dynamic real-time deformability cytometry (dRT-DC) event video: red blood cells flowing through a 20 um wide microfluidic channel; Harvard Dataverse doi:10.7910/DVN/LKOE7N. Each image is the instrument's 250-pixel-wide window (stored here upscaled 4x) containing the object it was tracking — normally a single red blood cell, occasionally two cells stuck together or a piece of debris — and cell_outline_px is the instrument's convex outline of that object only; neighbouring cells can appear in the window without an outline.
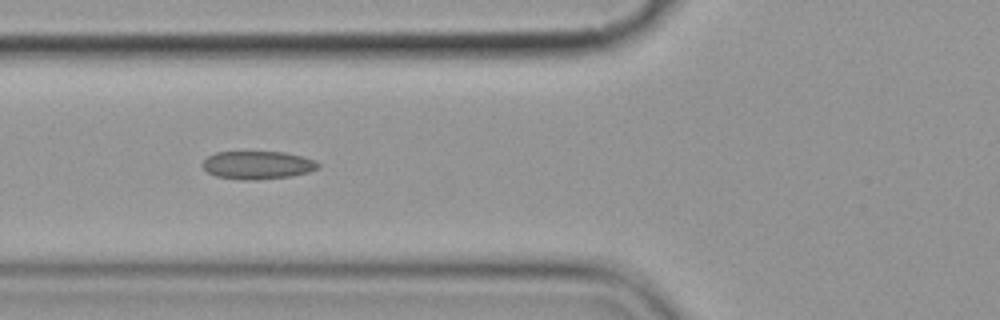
{"species": "common noctule bat (a hibernating species)", "species_latin": "Nyctalus noctula", "temperature_condition": "cold", "stored_images_in_passage": 7, "camera_frame_rate_fps": 3000, "um_per_image_px": 0.085, "animal": {"sex": "female", "body_mass_g": 19.9}, "frame": {"image": 1, "passage_image": 2, "time_ms": 1.0, "image_size_px": [1000, 320], "cell_outline_px": [[320, 168], [308, 172], [292, 176], [256, 180], [240, 180], [216, 176], [208, 172], [200, 164], [208, 156], [216, 152], [284, 152], [300, 156], [312, 160], [320, 164]], "centroid_in_image_um": [21.87, 14.04], "position_along_channel_um": 103.9, "area_um2": 18.9}}
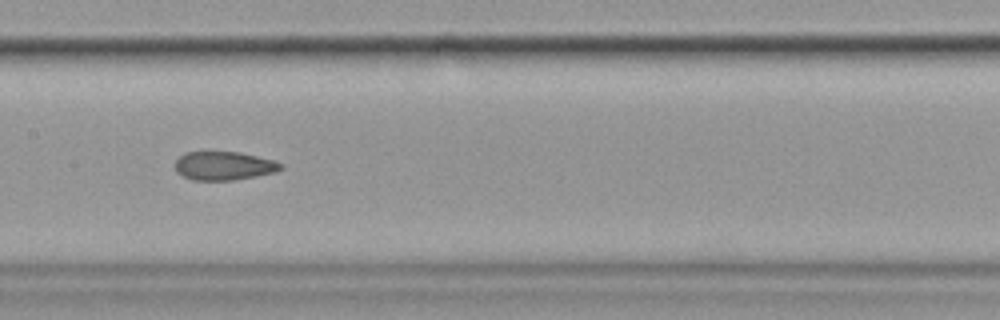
{"frame": {"image": 2, "passage_image": 4, "time_ms": 3.333, "image_size_px": [1000, 320], "cell_outline_px": [[284, 168], [276, 172], [256, 176], [232, 180], [192, 180], [176, 172], [176, 160], [184, 152], [240, 152], [276, 160], [284, 164]], "centroid_in_image_um": [19.08, 14.09], "position_along_channel_um": 188.3, "area_um2": 17.74}}
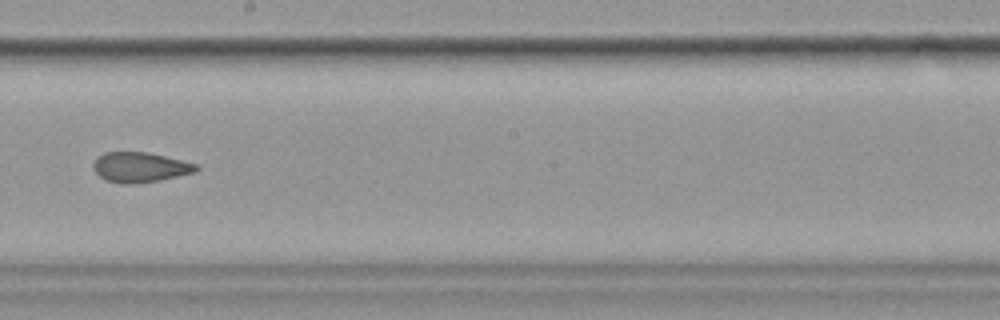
{"frame": {"image": 3, "passage_image": 5, "time_ms": 4.667, "image_size_px": [1000, 320], "cell_outline_px": [[200, 168], [196, 172], [160, 180], [136, 184], [120, 184], [104, 180], [92, 168], [92, 164], [96, 156], [104, 152], [148, 152], [196, 164]], "centroid_in_image_um": [11.85, 14.22], "position_along_channel_um": 236.3, "area_um2": 18.21}}